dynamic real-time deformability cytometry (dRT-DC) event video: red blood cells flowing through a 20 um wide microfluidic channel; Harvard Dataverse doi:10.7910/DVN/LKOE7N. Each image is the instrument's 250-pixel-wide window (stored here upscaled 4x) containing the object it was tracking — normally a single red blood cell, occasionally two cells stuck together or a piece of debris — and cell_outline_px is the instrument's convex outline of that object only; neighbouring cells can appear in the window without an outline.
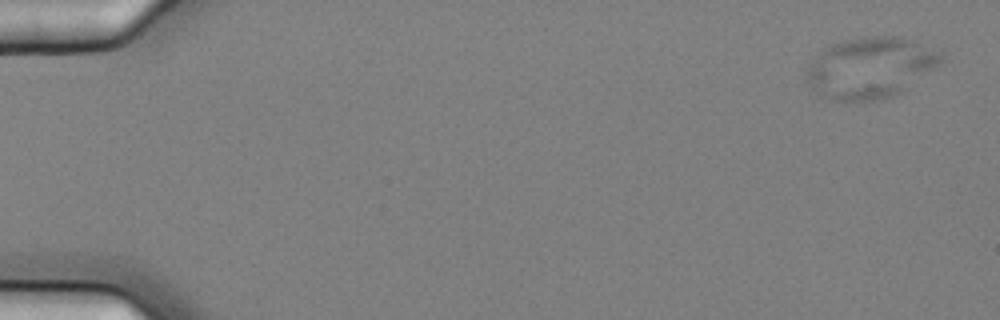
{"species": "common noctule bat (a hibernating species)", "species_latin": "Nyctalus noctula", "temperature_condition": "cold", "stored_images_in_passage": 10, "camera_frame_rate_fps": 3000, "um_per_image_px": 0.085, "animal": {"sex": "female", "body_mass_g": 25.1}, "frame": {"image": 1, "passage_image": 1, "time_ms": 0.0, "image_size_px": [1000, 320], "cell_outline_px": [[944, 56], [936, 64], [896, 92], [888, 96], [872, 100], [832, 100], [820, 96], [812, 88], [808, 80], [808, 64], [816, 52], [820, 48], [844, 40], [864, 36], [900, 36], [944, 48]], "centroid_in_image_um": [73.93, 5.67], "position_along_channel_um": 11.1, "area_um2": 47.28}}
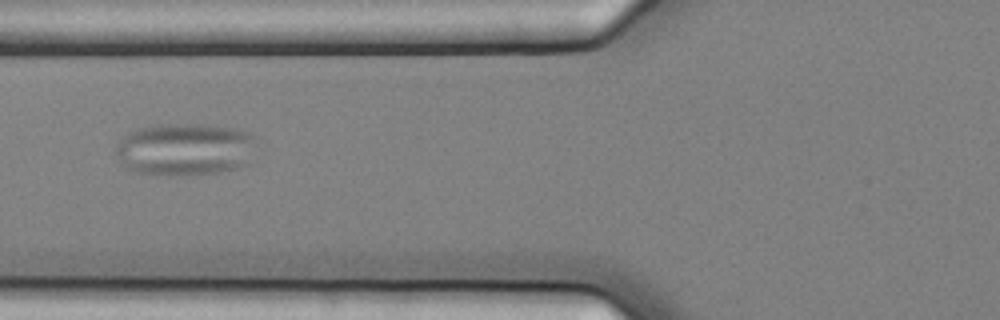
{"frame": {"image": 2, "passage_image": 7, "time_ms": 2.0, "image_size_px": [1000, 320], "cell_outline_px": [[260, 144], [248, 164], [216, 172], [140, 172], [128, 168], [124, 164], [116, 152], [116, 144], [128, 132], [140, 128], [160, 124], [204, 124], [228, 128], [248, 132], [256, 136]], "centroid_in_image_um": [15.82, 12.62], "position_along_channel_um": 110.0, "area_um2": 42.02}}